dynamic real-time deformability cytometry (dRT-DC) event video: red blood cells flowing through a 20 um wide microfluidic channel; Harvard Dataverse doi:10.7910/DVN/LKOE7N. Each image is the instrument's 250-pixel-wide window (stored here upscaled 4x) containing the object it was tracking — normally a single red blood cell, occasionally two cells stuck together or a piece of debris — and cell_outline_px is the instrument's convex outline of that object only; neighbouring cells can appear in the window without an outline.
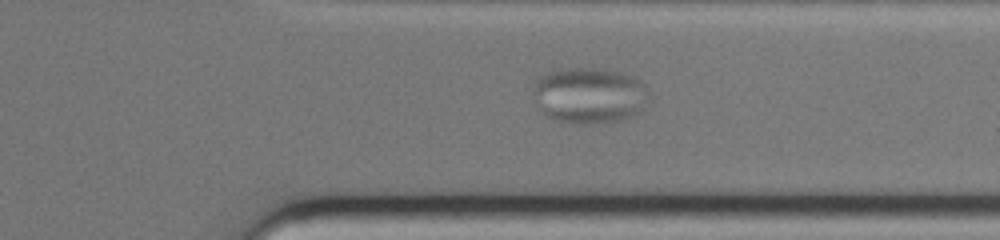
{"species": "common noctule bat (a hibernating species)", "species_latin": "Nyctalus noctula", "temperature_condition": "warm", "stored_images_in_passage": 44, "segment_of_instrument_passage": [2, 2], "camera_frame_rate_fps": 3000, "um_per_image_px": 0.085, "animal": {"sex": "female", "body_mass_g": 19.0, "forearm_length_mm": 51.5}, "frame": {"image": 1, "passage_image": 35, "time_ms": 10.0, "image_size_px": [1000, 240], "cell_outline_px": [[648, 104], [636, 116], [624, 120], [592, 124], [576, 124], [552, 120], [544, 116], [540, 108], [540, 104]], "centroid_in_image_um": [50.21, 9.57], "position_along_channel_um": 361.2, "area_um2": 12.37}}